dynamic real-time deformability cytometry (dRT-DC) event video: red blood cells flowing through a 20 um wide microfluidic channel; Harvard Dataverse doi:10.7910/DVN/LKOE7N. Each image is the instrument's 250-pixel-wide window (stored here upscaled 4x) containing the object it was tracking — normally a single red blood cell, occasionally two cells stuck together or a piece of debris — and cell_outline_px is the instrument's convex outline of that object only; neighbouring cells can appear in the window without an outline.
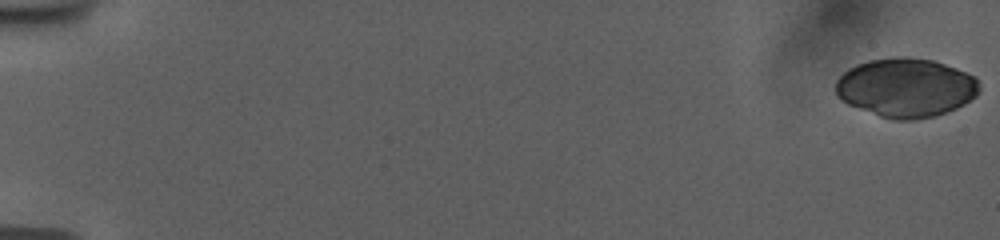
{"species": "human", "species_latin": "Homo sapiens", "temperature_condition": "room temperature", "stored_images_in_passage": 56, "camera_frame_rate_fps": 3000, "um_per_image_px": 0.085, "donor": {"sex": "female"}, "frame": {"image": 1, "passage_image": 1, "time_ms": 0.0, "image_size_px": [1000, 240], "cell_outline_px": [[980, 92], [976, 96], [964, 104], [956, 108], [936, 116], [916, 120], [892, 120], [880, 116], [848, 104], [836, 96], [836, 80], [848, 68], [856, 64], [868, 60], [900, 56], [908, 56], [932, 60], [956, 68], [976, 76], [980, 88]], "centroid_in_image_um": [77.01, 7.45], "position_along_channel_um": 8.0, "area_um2": 49.71}}
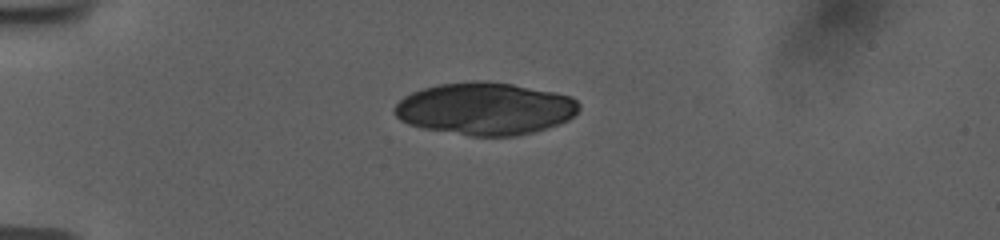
{"frame": {"image": 2, "passage_image": 16, "time_ms": 5.0, "image_size_px": [1000, 240], "cell_outline_px": [[580, 108], [568, 120], [560, 124], [532, 132], [516, 136], [468, 136], [424, 128], [408, 124], [400, 120], [392, 112], [392, 108], [404, 96], [412, 92], [424, 88], [440, 84], [472, 80], [488, 80], [512, 84], [572, 96], [580, 104]], "centroid_in_image_um": [41.21, 9.23], "position_along_channel_um": 43.8, "area_um2": 56.53}}